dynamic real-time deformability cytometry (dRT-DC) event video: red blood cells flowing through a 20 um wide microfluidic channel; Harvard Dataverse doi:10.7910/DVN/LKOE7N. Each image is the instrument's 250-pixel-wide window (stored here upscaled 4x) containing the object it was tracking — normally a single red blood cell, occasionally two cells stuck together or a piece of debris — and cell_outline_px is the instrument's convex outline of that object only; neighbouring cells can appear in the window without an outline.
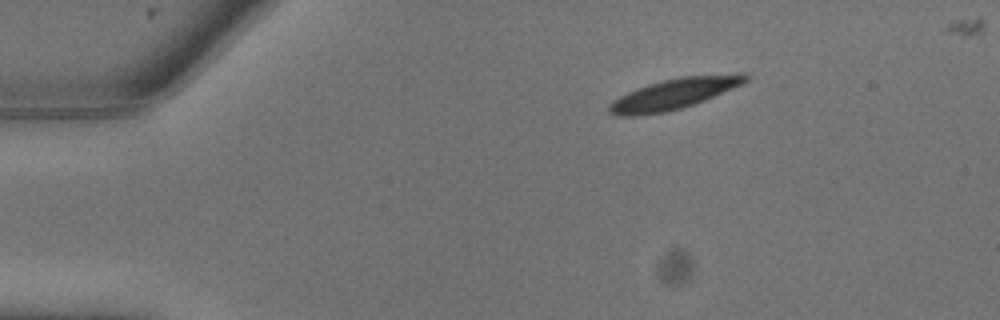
{"species": "common noctule bat (a hibernating species)", "species_latin": "Nyctalus noctula", "temperature_condition": "warm", "stored_images_in_passage": 6, "camera_frame_rate_fps": 3000, "um_per_image_px": 0.085, "animal": {"sex": "male", "body_mass_g": 13.3}, "frame": {"image": 1, "passage_image": 1, "time_ms": 0.0, "image_size_px": [1000, 320], "cell_outline_px": [[748, 80], [744, 84], [704, 100], [668, 112], [636, 116], [616, 116], [608, 112], [608, 104], [612, 100], [628, 92], [648, 84], [680, 76], [740, 72], [744, 72], [748, 76]], "centroid_in_image_um": [57.32, 7.96], "position_along_channel_um": 27.7, "area_um2": 24.68}}
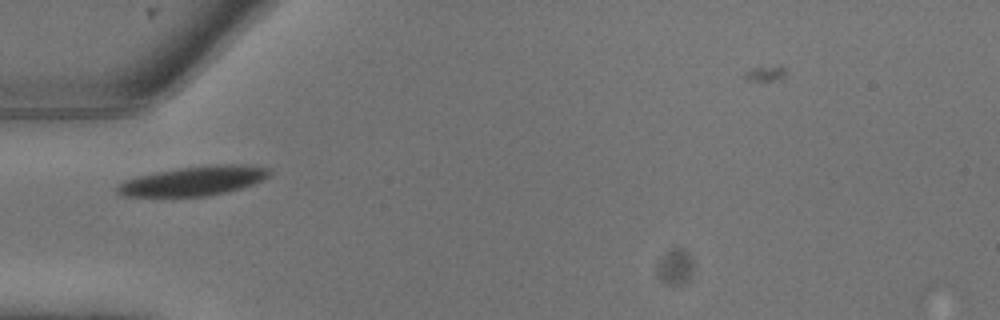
{"frame": {"image": 2, "passage_image": 5, "time_ms": 1.333, "image_size_px": [1000, 320], "cell_outline_px": [[272, 172], [268, 176], [252, 184], [240, 188], [224, 192], [204, 196], [124, 196], [116, 192], [116, 188], [124, 180], [136, 176], [156, 172], [180, 168], [216, 164], [244, 164], [268, 168]], "centroid_in_image_um": [16.44, 15.37], "position_along_channel_um": 68.6, "area_um2": 25.72}}